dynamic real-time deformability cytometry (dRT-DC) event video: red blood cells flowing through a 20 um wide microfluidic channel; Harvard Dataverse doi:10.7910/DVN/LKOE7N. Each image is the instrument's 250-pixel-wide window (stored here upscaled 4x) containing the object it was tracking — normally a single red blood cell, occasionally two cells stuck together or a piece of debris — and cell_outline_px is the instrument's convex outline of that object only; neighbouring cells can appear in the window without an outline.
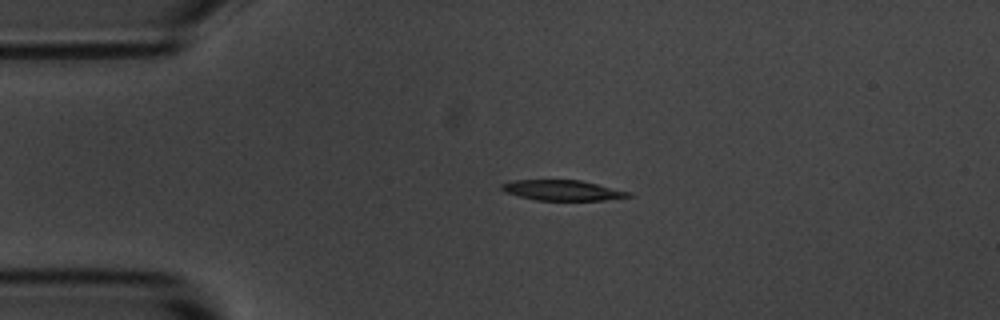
{"species": "common noctule bat (a hibernating species)", "species_latin": "Nyctalus noctula", "temperature_condition": "room temperature", "stored_images_in_passage": 44, "camera_frame_rate_fps": 3000, "um_per_image_px": 0.085, "animal": {"sex": "male", "body_mass_g": 20.1, "forearm_length_mm": 53.5}, "frame": {"image": 1, "passage_image": 1, "time_ms": 0.0, "image_size_px": [1000, 320], "cell_outline_px": [[636, 196], [604, 200], [536, 200], [504, 192], [500, 188], [500, 184], [512, 180], [580, 180], [632, 192]], "centroid_in_image_um": [47.84, 16.17], "position_along_channel_um": 37.2, "area_um2": 15.14}}
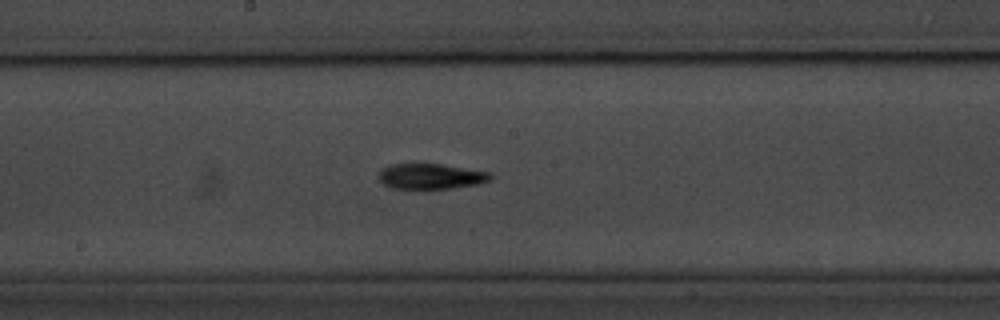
{"frame": {"image": 2, "passage_image": 18, "time_ms": 5.667, "image_size_px": [1000, 320], "cell_outline_px": [[492, 180], [480, 184], [452, 188], [396, 188], [384, 184], [380, 180], [380, 172], [384, 168], [392, 164], [440, 164], [492, 172]], "centroid_in_image_um": [36.72, 14.98], "position_along_channel_um": 211.5, "area_um2": 16.36}}
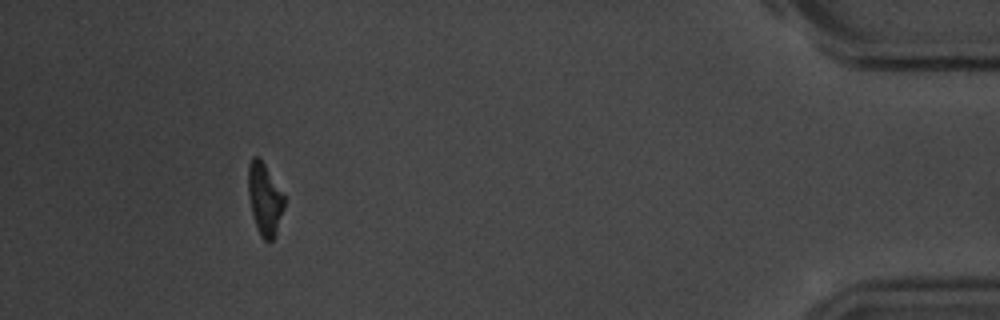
{"frame": {"image": 3, "passage_image": 40, "time_ms": 13.0, "image_size_px": [1000, 320], "cell_outline_px": [[284, 208], [276, 232], [272, 240], [264, 240], [260, 236], [256, 228], [252, 212], [248, 192], [248, 164], [252, 156], [260, 156], [284, 196]], "centroid_in_image_um": [22.48, 16.89], "position_along_channel_um": 412.7, "area_um2": 15.03}, "authors_computed_cell_mechanics": {"area_um2": 16.3285, "velocity_mm_per_s": 3.601, "shape_relaxation_time_tau1_ms": 3.9785, "shape_relaxation_time_tau2_ms": 4.7106, "deformation_change_tau1": 0.163, "deformation_change_tau2": 0.1451}}